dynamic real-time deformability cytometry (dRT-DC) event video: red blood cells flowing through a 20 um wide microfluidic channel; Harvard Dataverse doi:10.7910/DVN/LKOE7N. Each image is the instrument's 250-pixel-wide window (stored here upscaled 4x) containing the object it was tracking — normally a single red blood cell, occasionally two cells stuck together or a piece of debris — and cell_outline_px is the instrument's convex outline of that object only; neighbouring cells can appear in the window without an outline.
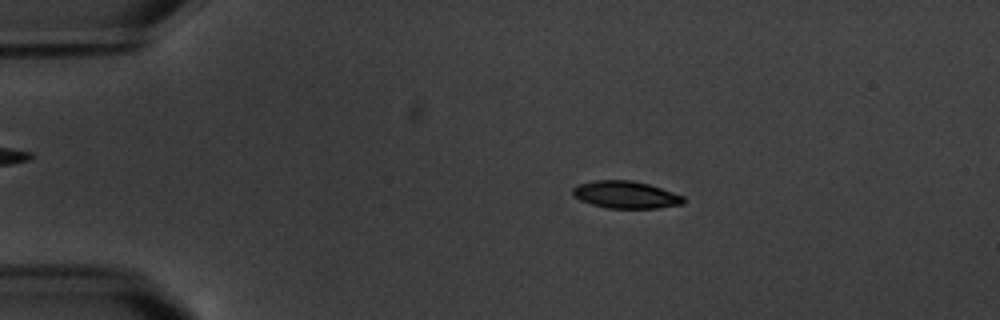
{"species": "common noctule bat (a hibernating species)", "species_latin": "Nyctalus noctula", "temperature_condition": "warm", "stored_images_in_passage": 4, "camera_frame_rate_fps": 3000, "um_per_image_px": 0.085, "animal": {"sex": "male", "body_mass_g": 20.1, "forearm_length_mm": 53.5}, "frame": {"image": 1, "passage_image": 2, "time_ms": 1.333, "image_size_px": [1000, 320], "cell_outline_px": [[684, 204], [656, 208], [608, 208], [592, 204], [580, 200], [572, 196], [572, 188], [576, 184], [596, 180], [632, 180], [648, 184], [684, 196]], "centroid_in_image_um": [53.15, 16.55], "position_along_channel_um": 31.9, "area_um2": 17.63}}